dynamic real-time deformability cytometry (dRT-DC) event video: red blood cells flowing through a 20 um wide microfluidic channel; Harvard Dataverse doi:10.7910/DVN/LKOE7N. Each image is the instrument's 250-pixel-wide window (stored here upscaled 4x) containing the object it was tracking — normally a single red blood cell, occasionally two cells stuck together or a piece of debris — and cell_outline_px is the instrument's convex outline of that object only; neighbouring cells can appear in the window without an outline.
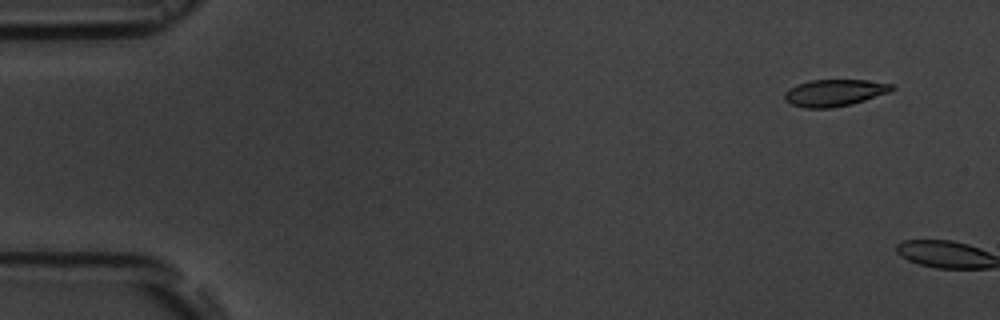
{"species": "common noctule bat (a hibernating species)", "species_latin": "Nyctalus noctula", "temperature_condition": "room temperature", "stored_images_in_passage": 17, "camera_frame_rate_fps": 3000, "um_per_image_px": 0.085, "animal": {"sex": "male", "body_mass_g": 19.5, "forearm_length_mm": 54.6}, "frame": {"image": 1, "passage_image": 1, "time_ms": 0.0, "image_size_px": [1000, 320], "cell_outline_px": [[896, 88], [892, 92], [852, 104], [832, 108], [804, 108], [788, 104], [784, 100], [784, 92], [788, 88], [796, 84], [808, 80], [864, 80], [892, 84]], "centroid_in_image_um": [70.9, 7.89], "position_along_channel_um": 14.1, "area_um2": 17.17}}
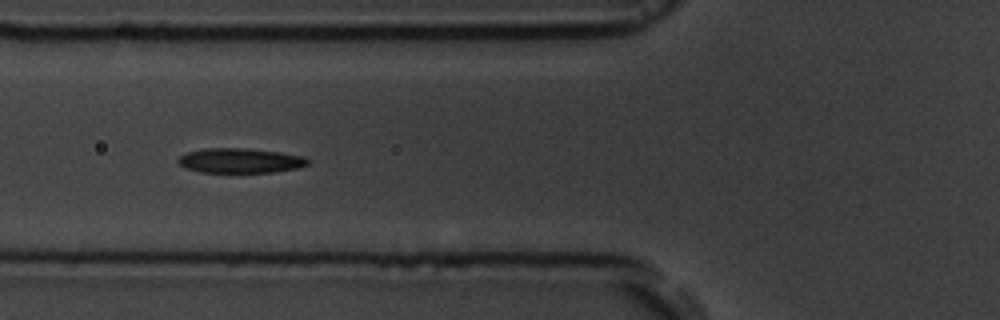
{"frame": {"image": 2, "passage_image": 7, "time_ms": 7.333, "image_size_px": [1000, 320], "cell_outline_px": [[308, 164], [300, 168], [276, 172], [200, 172], [184, 168], [176, 160], [180, 156], [188, 152], [204, 148], [248, 148], [280, 152], [304, 156], [308, 160]], "centroid_in_image_um": [20.42, 13.65], "position_along_channel_um": 105.4, "area_um2": 18.84}}
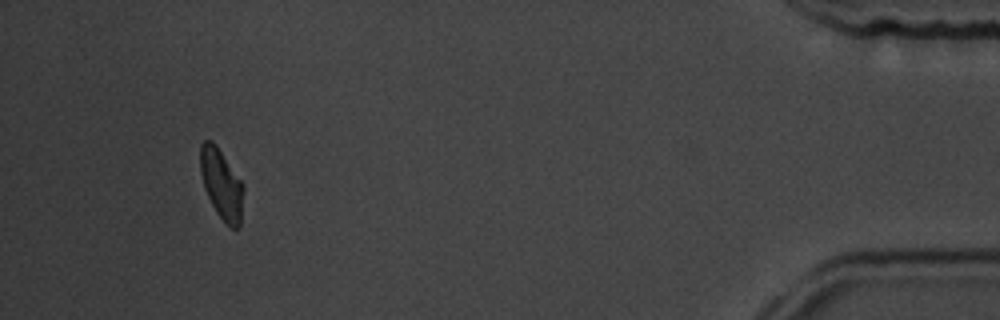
{"frame": {"image": 3, "passage_image": 16, "time_ms": 17.667, "image_size_px": [1000, 320], "cell_outline_px": [[244, 188], [240, 228], [232, 228], [216, 212], [204, 188], [200, 172], [200, 144], [204, 140], [212, 140], [216, 144], [244, 184]], "centroid_in_image_um": [18.83, 15.62], "position_along_channel_um": 416.4, "area_um2": 17.69}, "authors_computed_cell_mechanics": {"area_um2": 18.2648, "velocity_mm_per_s": 3.6872, "shape_relaxation_time_tau1_ms": 6.3863, "shape_relaxation_time_tau2_ms": 1.827, "deformation_change_tau1": 0.1631, "deformation_change_tau2": 0.0717}}